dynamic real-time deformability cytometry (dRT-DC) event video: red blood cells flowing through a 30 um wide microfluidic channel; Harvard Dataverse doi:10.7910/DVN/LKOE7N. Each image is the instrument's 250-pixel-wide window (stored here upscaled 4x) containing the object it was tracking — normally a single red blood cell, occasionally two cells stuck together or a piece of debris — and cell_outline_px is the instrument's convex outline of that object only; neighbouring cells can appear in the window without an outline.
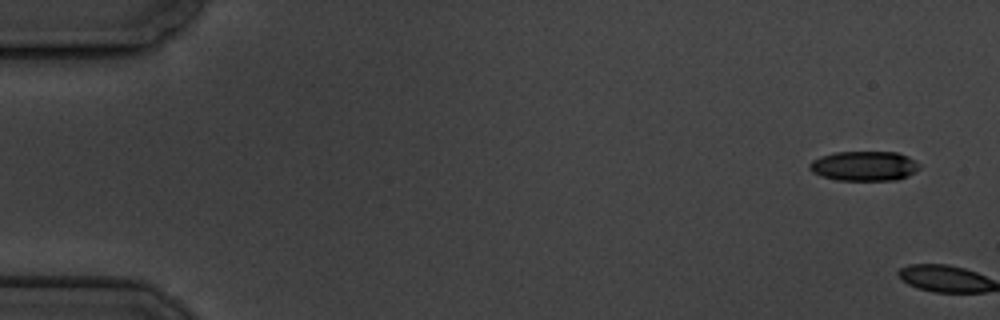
{"species": "common noctule bat (a hibernating species)", "species_latin": "Nyctalus noctula", "temperature_condition": "cold", "stored_images_in_passage": 2, "camera_frame_rate_fps": 3000, "um_per_image_px": 0.085, "animal": {"sex": "male", "body_mass_g": 19.5, "forearm_length_mm": 54.6}, "frame": {"image": 1, "passage_image": 1, "time_ms": 0.0, "image_size_px": [1000, 320], "cell_outline_px": [[920, 168], [916, 172], [908, 176], [896, 180], [836, 180], [820, 176], [812, 172], [808, 168], [808, 164], [812, 160], [820, 156], [836, 152], [896, 152], [908, 156], [916, 160], [920, 164]], "centroid_in_image_um": [73.46, 14.11], "position_along_channel_um": 11.5, "area_um2": 19.31}}